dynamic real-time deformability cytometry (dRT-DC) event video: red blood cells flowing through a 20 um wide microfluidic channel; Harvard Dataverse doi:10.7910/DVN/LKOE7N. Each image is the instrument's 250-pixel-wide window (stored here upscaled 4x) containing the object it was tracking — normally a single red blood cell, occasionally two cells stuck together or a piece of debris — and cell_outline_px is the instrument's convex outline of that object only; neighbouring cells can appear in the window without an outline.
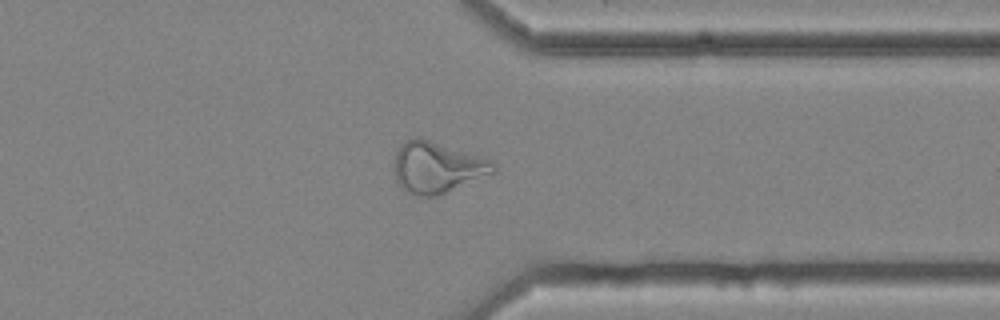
{"species": "common noctule bat (a hibernating species)", "species_latin": "Nyctalus noctula", "temperature_condition": "cold", "stored_images_in_passage": 42, "camera_frame_rate_fps": 3000, "um_per_image_px": 0.085, "animal": {"sex": "female", "body_mass_g": 25.1}, "frame": {"image": 1, "passage_image": 30, "time_ms": 9.667, "image_size_px": [1000, 320], "cell_outline_px": [[496, 172], [436, 196], [416, 196], [404, 192], [400, 188], [396, 180], [396, 152], [400, 144], [404, 140], [416, 136], [420, 136], [492, 160], [496, 164]], "centroid_in_image_um": [37.15, 14.21], "position_along_channel_um": 374.3, "area_um2": 29.77}, "authors_computed_cell_mechanics": {"area_um2": 27.1082, "velocity_mm_per_s": 3.5979, "shape_relaxation_time_tau1_ms": null, "shape_relaxation_time_tau2_ms": 2.4807, "deformation_change_tau1": null, "deformation_change_tau2": 0.1163}}